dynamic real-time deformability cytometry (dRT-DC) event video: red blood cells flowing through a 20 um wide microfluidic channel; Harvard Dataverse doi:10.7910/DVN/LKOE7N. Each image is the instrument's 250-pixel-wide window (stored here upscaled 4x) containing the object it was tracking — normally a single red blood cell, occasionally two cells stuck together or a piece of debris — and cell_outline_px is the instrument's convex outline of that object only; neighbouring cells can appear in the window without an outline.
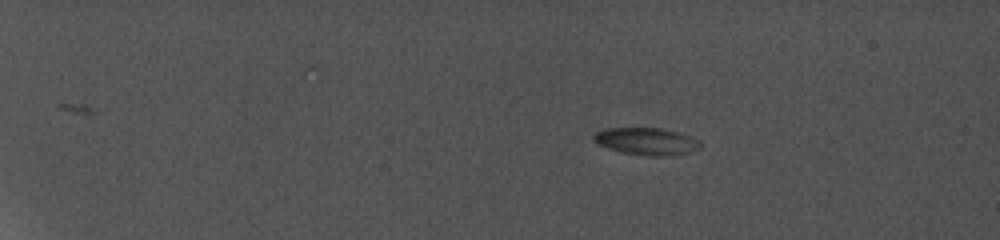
{"species": "common noctule bat (a hibernating species)", "species_latin": "Nyctalus noctula", "temperature_condition": "cold", "stored_images_in_passage": 6, "camera_frame_rate_fps": 5000, "um_per_image_px": 0.085, "animal": {"sex": "female", "body_mass_g": 19.0, "forearm_length_mm": 56.7}, "frame": {"image": 1, "passage_image": 1, "time_ms": 0.0, "image_size_px": [1000, 240], "cell_outline_px": [[684, 140], [676, 152], [628, 152], [612, 148], [600, 144], [592, 136], [596, 132], [608, 128], [660, 128], [676, 132], [684, 136]], "centroid_in_image_um": [54.41, 11.87], "position_along_channel_um": 30.6, "area_um2": 13.24}}
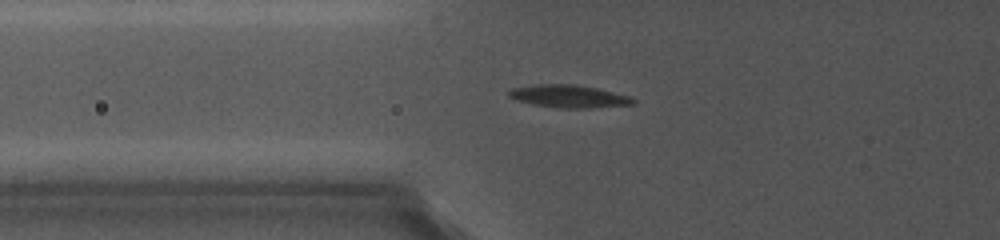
{"frame": {"image": 2, "passage_image": 5, "time_ms": 4.8, "image_size_px": [1000, 240], "cell_outline_px": [[636, 100], [632, 104], [572, 108], [536, 104], [520, 100], [508, 96], [508, 92], [516, 88], [540, 84], [572, 84], [596, 88], [628, 96]], "centroid_in_image_um": [48.36, 8.16], "position_along_channel_um": 77.4, "area_um2": 15.37}}
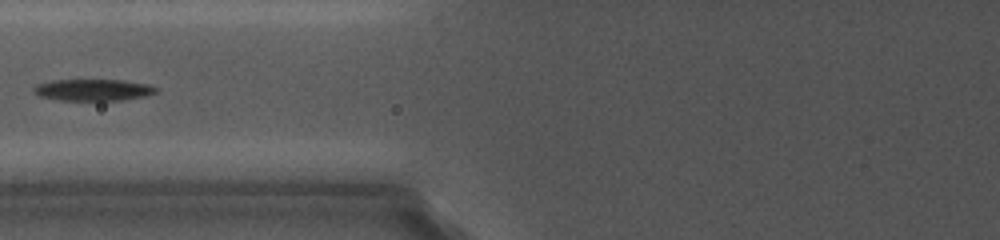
{"frame": {"image": 3, "passage_image": 6, "time_ms": 6.0, "image_size_px": [1000, 240], "cell_outline_px": [[156, 92], [140, 96], [116, 100], [60, 100], [40, 96], [32, 88], [36, 84], [52, 80], [120, 80], [144, 84], [156, 88]], "centroid_in_image_um": [7.81, 7.63], "position_along_channel_um": 118.0, "area_um2": 14.85}}